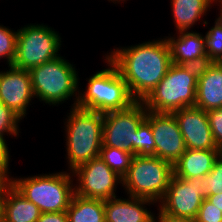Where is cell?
<instances>
[{"label": "cell", "instance_id": "obj_4", "mask_svg": "<svg viewBox=\"0 0 222 222\" xmlns=\"http://www.w3.org/2000/svg\"><path fill=\"white\" fill-rule=\"evenodd\" d=\"M105 58L108 68L93 74L83 93L78 91L77 107L106 113L127 109L136 102L116 66Z\"/></svg>", "mask_w": 222, "mask_h": 222}, {"label": "cell", "instance_id": "obj_28", "mask_svg": "<svg viewBox=\"0 0 222 222\" xmlns=\"http://www.w3.org/2000/svg\"><path fill=\"white\" fill-rule=\"evenodd\" d=\"M194 222H222V211L205 198L202 201Z\"/></svg>", "mask_w": 222, "mask_h": 222}, {"label": "cell", "instance_id": "obj_10", "mask_svg": "<svg viewBox=\"0 0 222 222\" xmlns=\"http://www.w3.org/2000/svg\"><path fill=\"white\" fill-rule=\"evenodd\" d=\"M207 198L204 177L182 179L173 175L159 208L172 216L194 220Z\"/></svg>", "mask_w": 222, "mask_h": 222}, {"label": "cell", "instance_id": "obj_6", "mask_svg": "<svg viewBox=\"0 0 222 222\" xmlns=\"http://www.w3.org/2000/svg\"><path fill=\"white\" fill-rule=\"evenodd\" d=\"M29 72L34 97L49 105H56L74 96L76 100L72 106L77 105L78 72L64 57L59 56L52 61L35 66Z\"/></svg>", "mask_w": 222, "mask_h": 222}, {"label": "cell", "instance_id": "obj_9", "mask_svg": "<svg viewBox=\"0 0 222 222\" xmlns=\"http://www.w3.org/2000/svg\"><path fill=\"white\" fill-rule=\"evenodd\" d=\"M146 116L147 109L142 101L124 110L104 113L102 146L122 149L135 156L136 132Z\"/></svg>", "mask_w": 222, "mask_h": 222}, {"label": "cell", "instance_id": "obj_27", "mask_svg": "<svg viewBox=\"0 0 222 222\" xmlns=\"http://www.w3.org/2000/svg\"><path fill=\"white\" fill-rule=\"evenodd\" d=\"M204 182L207 188V197L222 193V154L214 162L209 174L204 176Z\"/></svg>", "mask_w": 222, "mask_h": 222}, {"label": "cell", "instance_id": "obj_35", "mask_svg": "<svg viewBox=\"0 0 222 222\" xmlns=\"http://www.w3.org/2000/svg\"><path fill=\"white\" fill-rule=\"evenodd\" d=\"M3 210H2V193H0V222H2Z\"/></svg>", "mask_w": 222, "mask_h": 222}, {"label": "cell", "instance_id": "obj_32", "mask_svg": "<svg viewBox=\"0 0 222 222\" xmlns=\"http://www.w3.org/2000/svg\"><path fill=\"white\" fill-rule=\"evenodd\" d=\"M158 210H159V212H158L159 214H157V215H159V216L158 217L156 216V218L153 216L152 222H194V220H191V219L175 217V216L169 215V214L163 212L160 208Z\"/></svg>", "mask_w": 222, "mask_h": 222}, {"label": "cell", "instance_id": "obj_16", "mask_svg": "<svg viewBox=\"0 0 222 222\" xmlns=\"http://www.w3.org/2000/svg\"><path fill=\"white\" fill-rule=\"evenodd\" d=\"M195 106L206 112L222 107V62L200 67Z\"/></svg>", "mask_w": 222, "mask_h": 222}, {"label": "cell", "instance_id": "obj_24", "mask_svg": "<svg viewBox=\"0 0 222 222\" xmlns=\"http://www.w3.org/2000/svg\"><path fill=\"white\" fill-rule=\"evenodd\" d=\"M135 155L155 156V140L151 124L146 119L140 124L136 132Z\"/></svg>", "mask_w": 222, "mask_h": 222}, {"label": "cell", "instance_id": "obj_23", "mask_svg": "<svg viewBox=\"0 0 222 222\" xmlns=\"http://www.w3.org/2000/svg\"><path fill=\"white\" fill-rule=\"evenodd\" d=\"M207 31L205 38V50L208 62H222V16L220 15L215 23Z\"/></svg>", "mask_w": 222, "mask_h": 222}, {"label": "cell", "instance_id": "obj_11", "mask_svg": "<svg viewBox=\"0 0 222 222\" xmlns=\"http://www.w3.org/2000/svg\"><path fill=\"white\" fill-rule=\"evenodd\" d=\"M70 173L77 177L79 183L74 186L75 194L84 198L107 200L117 197L116 185L123 183V178L111 170L100 157L91 159Z\"/></svg>", "mask_w": 222, "mask_h": 222}, {"label": "cell", "instance_id": "obj_25", "mask_svg": "<svg viewBox=\"0 0 222 222\" xmlns=\"http://www.w3.org/2000/svg\"><path fill=\"white\" fill-rule=\"evenodd\" d=\"M17 33L18 30L15 32L0 25V59H7L8 66L12 65L16 56Z\"/></svg>", "mask_w": 222, "mask_h": 222}, {"label": "cell", "instance_id": "obj_13", "mask_svg": "<svg viewBox=\"0 0 222 222\" xmlns=\"http://www.w3.org/2000/svg\"><path fill=\"white\" fill-rule=\"evenodd\" d=\"M8 67L7 71L0 72V101L22 119L31 99L35 98L30 72L14 65Z\"/></svg>", "mask_w": 222, "mask_h": 222}, {"label": "cell", "instance_id": "obj_20", "mask_svg": "<svg viewBox=\"0 0 222 222\" xmlns=\"http://www.w3.org/2000/svg\"><path fill=\"white\" fill-rule=\"evenodd\" d=\"M212 2L217 3V0H171V11L178 32L190 30L204 14L206 16Z\"/></svg>", "mask_w": 222, "mask_h": 222}, {"label": "cell", "instance_id": "obj_5", "mask_svg": "<svg viewBox=\"0 0 222 222\" xmlns=\"http://www.w3.org/2000/svg\"><path fill=\"white\" fill-rule=\"evenodd\" d=\"M72 176L63 171L28 178L11 177L9 182L42 213H53L63 212L69 208L75 194Z\"/></svg>", "mask_w": 222, "mask_h": 222}, {"label": "cell", "instance_id": "obj_8", "mask_svg": "<svg viewBox=\"0 0 222 222\" xmlns=\"http://www.w3.org/2000/svg\"><path fill=\"white\" fill-rule=\"evenodd\" d=\"M61 37L47 25H27L18 29L16 56L12 63L17 68L30 70L59 57Z\"/></svg>", "mask_w": 222, "mask_h": 222}, {"label": "cell", "instance_id": "obj_21", "mask_svg": "<svg viewBox=\"0 0 222 222\" xmlns=\"http://www.w3.org/2000/svg\"><path fill=\"white\" fill-rule=\"evenodd\" d=\"M68 222H105L104 200L73 195L66 210Z\"/></svg>", "mask_w": 222, "mask_h": 222}, {"label": "cell", "instance_id": "obj_7", "mask_svg": "<svg viewBox=\"0 0 222 222\" xmlns=\"http://www.w3.org/2000/svg\"><path fill=\"white\" fill-rule=\"evenodd\" d=\"M173 175L170 162L157 156L135 155L122 186L129 196L161 202Z\"/></svg>", "mask_w": 222, "mask_h": 222}, {"label": "cell", "instance_id": "obj_18", "mask_svg": "<svg viewBox=\"0 0 222 222\" xmlns=\"http://www.w3.org/2000/svg\"><path fill=\"white\" fill-rule=\"evenodd\" d=\"M2 210V222H36L42 213L9 181L2 188Z\"/></svg>", "mask_w": 222, "mask_h": 222}, {"label": "cell", "instance_id": "obj_15", "mask_svg": "<svg viewBox=\"0 0 222 222\" xmlns=\"http://www.w3.org/2000/svg\"><path fill=\"white\" fill-rule=\"evenodd\" d=\"M176 37H166L172 63L201 67L208 62L205 50V38L202 34L181 31ZM168 38V39H167Z\"/></svg>", "mask_w": 222, "mask_h": 222}, {"label": "cell", "instance_id": "obj_19", "mask_svg": "<svg viewBox=\"0 0 222 222\" xmlns=\"http://www.w3.org/2000/svg\"><path fill=\"white\" fill-rule=\"evenodd\" d=\"M221 154V150L186 149L173 165L174 176L182 179L204 177Z\"/></svg>", "mask_w": 222, "mask_h": 222}, {"label": "cell", "instance_id": "obj_34", "mask_svg": "<svg viewBox=\"0 0 222 222\" xmlns=\"http://www.w3.org/2000/svg\"><path fill=\"white\" fill-rule=\"evenodd\" d=\"M9 181V179L0 171V193H2V188Z\"/></svg>", "mask_w": 222, "mask_h": 222}, {"label": "cell", "instance_id": "obj_26", "mask_svg": "<svg viewBox=\"0 0 222 222\" xmlns=\"http://www.w3.org/2000/svg\"><path fill=\"white\" fill-rule=\"evenodd\" d=\"M20 120L22 119L16 113L0 101V137L5 139L4 135L8 133L17 137L19 135L18 123Z\"/></svg>", "mask_w": 222, "mask_h": 222}, {"label": "cell", "instance_id": "obj_31", "mask_svg": "<svg viewBox=\"0 0 222 222\" xmlns=\"http://www.w3.org/2000/svg\"><path fill=\"white\" fill-rule=\"evenodd\" d=\"M36 222H68L67 212L41 213Z\"/></svg>", "mask_w": 222, "mask_h": 222}, {"label": "cell", "instance_id": "obj_12", "mask_svg": "<svg viewBox=\"0 0 222 222\" xmlns=\"http://www.w3.org/2000/svg\"><path fill=\"white\" fill-rule=\"evenodd\" d=\"M146 120L151 124L155 156L174 165L187 149L174 114L147 110Z\"/></svg>", "mask_w": 222, "mask_h": 222}, {"label": "cell", "instance_id": "obj_3", "mask_svg": "<svg viewBox=\"0 0 222 222\" xmlns=\"http://www.w3.org/2000/svg\"><path fill=\"white\" fill-rule=\"evenodd\" d=\"M200 67L172 63L165 77L142 101L149 111L173 113L195 106Z\"/></svg>", "mask_w": 222, "mask_h": 222}, {"label": "cell", "instance_id": "obj_14", "mask_svg": "<svg viewBox=\"0 0 222 222\" xmlns=\"http://www.w3.org/2000/svg\"><path fill=\"white\" fill-rule=\"evenodd\" d=\"M173 114L187 149L220 150L214 142L206 111L190 106L176 110Z\"/></svg>", "mask_w": 222, "mask_h": 222}, {"label": "cell", "instance_id": "obj_30", "mask_svg": "<svg viewBox=\"0 0 222 222\" xmlns=\"http://www.w3.org/2000/svg\"><path fill=\"white\" fill-rule=\"evenodd\" d=\"M6 140L0 137V171L9 179V161L10 155Z\"/></svg>", "mask_w": 222, "mask_h": 222}, {"label": "cell", "instance_id": "obj_2", "mask_svg": "<svg viewBox=\"0 0 222 222\" xmlns=\"http://www.w3.org/2000/svg\"><path fill=\"white\" fill-rule=\"evenodd\" d=\"M66 123V152L70 172L99 157L104 113L72 107Z\"/></svg>", "mask_w": 222, "mask_h": 222}, {"label": "cell", "instance_id": "obj_17", "mask_svg": "<svg viewBox=\"0 0 222 222\" xmlns=\"http://www.w3.org/2000/svg\"><path fill=\"white\" fill-rule=\"evenodd\" d=\"M150 204L154 202L132 196L104 200L105 222H152L155 215L145 206Z\"/></svg>", "mask_w": 222, "mask_h": 222}, {"label": "cell", "instance_id": "obj_29", "mask_svg": "<svg viewBox=\"0 0 222 222\" xmlns=\"http://www.w3.org/2000/svg\"><path fill=\"white\" fill-rule=\"evenodd\" d=\"M214 142L222 151V107L207 112Z\"/></svg>", "mask_w": 222, "mask_h": 222}, {"label": "cell", "instance_id": "obj_33", "mask_svg": "<svg viewBox=\"0 0 222 222\" xmlns=\"http://www.w3.org/2000/svg\"><path fill=\"white\" fill-rule=\"evenodd\" d=\"M211 204L216 206L220 211H222V193L209 195L206 198Z\"/></svg>", "mask_w": 222, "mask_h": 222}, {"label": "cell", "instance_id": "obj_36", "mask_svg": "<svg viewBox=\"0 0 222 222\" xmlns=\"http://www.w3.org/2000/svg\"><path fill=\"white\" fill-rule=\"evenodd\" d=\"M217 1L219 2V4H221L220 5V12H221V14L220 15L222 16V0H217Z\"/></svg>", "mask_w": 222, "mask_h": 222}, {"label": "cell", "instance_id": "obj_37", "mask_svg": "<svg viewBox=\"0 0 222 222\" xmlns=\"http://www.w3.org/2000/svg\"><path fill=\"white\" fill-rule=\"evenodd\" d=\"M108 1H112V2H113V1H114V2L117 1L118 3H120V0H108ZM121 1H125V0H121Z\"/></svg>", "mask_w": 222, "mask_h": 222}, {"label": "cell", "instance_id": "obj_1", "mask_svg": "<svg viewBox=\"0 0 222 222\" xmlns=\"http://www.w3.org/2000/svg\"><path fill=\"white\" fill-rule=\"evenodd\" d=\"M106 57L116 66L136 101H143L172 65L166 38L117 48Z\"/></svg>", "mask_w": 222, "mask_h": 222}, {"label": "cell", "instance_id": "obj_22", "mask_svg": "<svg viewBox=\"0 0 222 222\" xmlns=\"http://www.w3.org/2000/svg\"><path fill=\"white\" fill-rule=\"evenodd\" d=\"M99 157L120 177H124L131 166L133 154L115 147L102 146Z\"/></svg>", "mask_w": 222, "mask_h": 222}]
</instances>
